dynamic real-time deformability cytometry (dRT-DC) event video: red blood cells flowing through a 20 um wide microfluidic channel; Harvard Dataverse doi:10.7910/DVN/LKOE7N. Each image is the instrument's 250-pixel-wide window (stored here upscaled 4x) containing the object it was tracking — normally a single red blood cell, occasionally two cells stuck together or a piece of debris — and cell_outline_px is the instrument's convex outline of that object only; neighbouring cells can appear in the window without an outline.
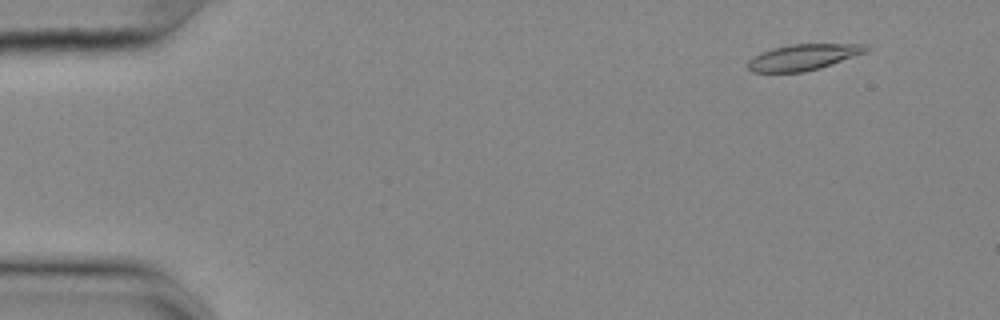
{"species": "common noctule bat (a hibernating species)", "species_latin": "Nyctalus noctula", "temperature_condition": "cold", "stored_images_in_passage": 56, "camera_frame_rate_fps": 3000, "um_per_image_px": 0.085, "animal": {"sex": "female", "body_mass_g": 25.1}, "frame": {"image": 1, "passage_image": 5, "time_ms": 1.333, "image_size_px": [1000, 320], "cell_outline_px": [[868, 48], [864, 52], [820, 68], [804, 72], [752, 72], [748, 68], [748, 60], [752, 56], [772, 48], [792, 44], [868, 44]], "centroid_in_image_um": [68.22, 4.86], "position_along_channel_um": 16.8, "area_um2": 17.69}}
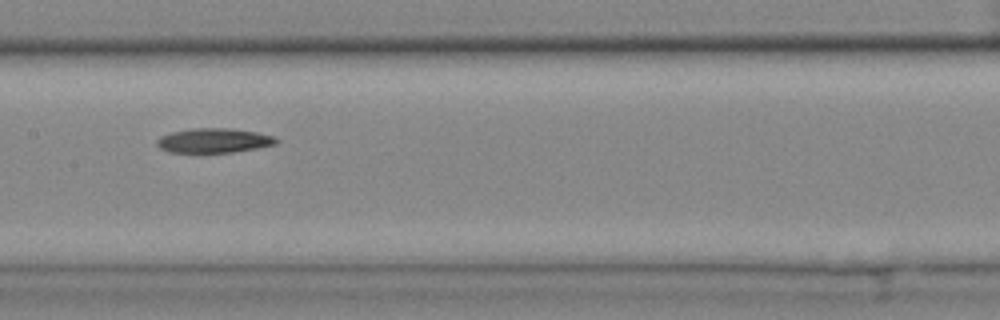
{"frame": {"image": 2, "passage_image": 28, "time_ms": 9.0, "image_size_px": [1000, 320], "cell_outline_px": [[280, 140], [276, 144], [256, 148], [232, 152], [168, 152], [160, 148], [156, 144], [156, 140], [160, 136], [172, 132], [192, 128], [232, 128], [256, 132], [272, 136]], "centroid_in_image_um": [18.16, 11.94], "position_along_channel_um": 189.2, "area_um2": 16.99}}
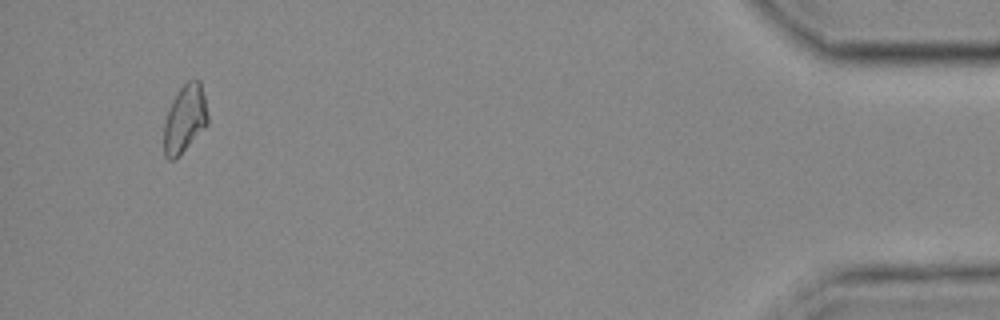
{"frame": {"image": 3, "passage_image": 53, "time_ms": 17.333, "image_size_px": [1000, 320], "cell_outline_px": [[208, 124], [180, 156], [176, 160], [168, 160], [164, 156], [164, 124], [168, 108], [172, 100], [180, 88], [188, 80], [200, 80], [204, 96], [208, 116]], "centroid_in_image_um": [15.7, 10.14], "position_along_channel_um": 419.5, "area_um2": 17.51}}